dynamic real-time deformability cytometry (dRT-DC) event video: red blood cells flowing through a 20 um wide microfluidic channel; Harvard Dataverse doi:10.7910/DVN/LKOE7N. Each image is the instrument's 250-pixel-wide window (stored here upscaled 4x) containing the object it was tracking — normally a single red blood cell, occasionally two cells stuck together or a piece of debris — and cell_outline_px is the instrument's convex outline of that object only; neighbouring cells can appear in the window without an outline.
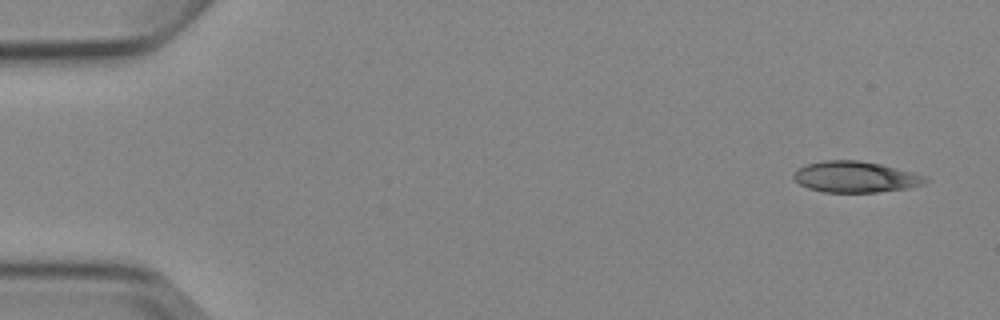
{"species": "Egyptian fruit bat (a non-hibernating species)", "species_latin": "Rousettus aegyptiacus", "temperature_condition": "cold", "stored_images_in_passage": 4, "camera_frame_rate_fps": 3000, "um_per_image_px": 0.085, "animal": {"sex": "female"}, "frame": {"image": 1, "passage_image": 1, "time_ms": 0.0, "image_size_px": [1000, 320], "cell_outline_px": [[932, 180], [924, 184], [908, 188], [876, 192], [824, 192], [808, 188], [800, 184], [792, 176], [796, 168], [804, 164], [824, 160], [860, 160], [880, 164], [912, 172], [924, 176]], "centroid_in_image_um": [72.69, 15.03], "position_along_channel_um": 12.3, "area_um2": 23.99}}
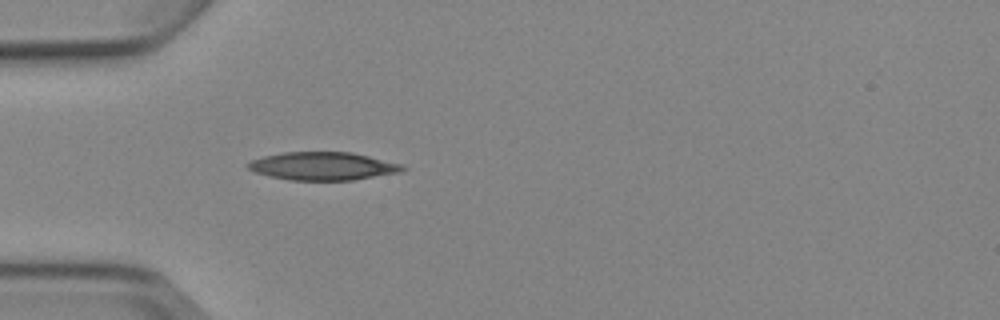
{"frame": {"image": 2, "passage_image": 4, "time_ms": 4.333, "image_size_px": [1000, 320], "cell_outline_px": [[408, 168], [400, 172], [352, 180], [288, 180], [268, 176], [256, 172], [248, 168], [248, 164], [252, 160], [264, 156], [284, 152], [352, 152], [404, 164]], "centroid_in_image_um": [27.49, 14.12], "position_along_channel_um": 57.5, "area_um2": 25.26}}